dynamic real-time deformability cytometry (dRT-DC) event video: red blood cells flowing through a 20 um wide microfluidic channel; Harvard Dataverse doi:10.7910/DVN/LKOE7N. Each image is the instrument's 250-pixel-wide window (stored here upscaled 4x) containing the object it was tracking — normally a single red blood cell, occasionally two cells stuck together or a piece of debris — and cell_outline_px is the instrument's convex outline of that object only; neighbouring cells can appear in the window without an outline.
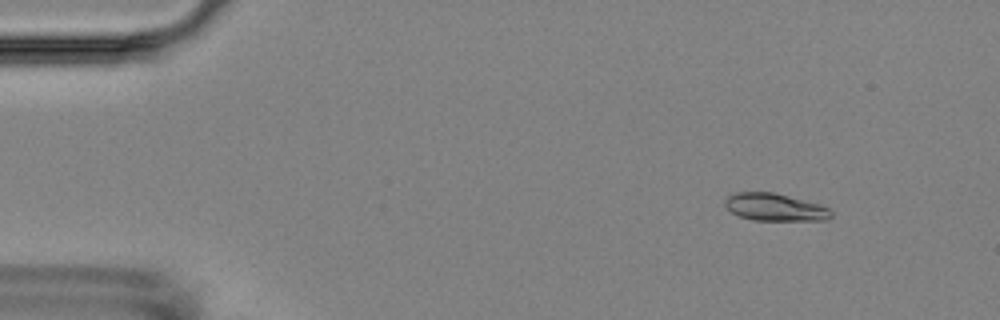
{"species": "Egyptian fruit bat (a non-hibernating species)", "species_latin": "Rousettus aegyptiacus", "temperature_condition": "room temperature", "stored_images_in_passage": 5, "camera_frame_rate_fps": 3000, "um_per_image_px": 0.085, "animal": {"sex": "female"}, "frame": {"image": 1, "passage_image": 3, "time_ms": 2.0, "image_size_px": [1000, 320], "cell_outline_px": [[832, 216], [824, 220], [752, 220], [740, 216], [732, 212], [724, 204], [724, 200], [728, 196], [736, 192], [772, 192], [788, 196], [816, 204], [828, 208], [832, 212]], "centroid_in_image_um": [65.82, 17.61], "position_along_channel_um": 19.2, "area_um2": 16.65}}